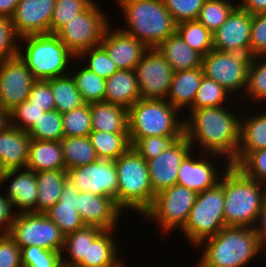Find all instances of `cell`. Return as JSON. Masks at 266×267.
Here are the masks:
<instances>
[{
	"mask_svg": "<svg viewBox=\"0 0 266 267\" xmlns=\"http://www.w3.org/2000/svg\"><path fill=\"white\" fill-rule=\"evenodd\" d=\"M253 229L258 238L266 244V203L259 211Z\"/></svg>",
	"mask_w": 266,
	"mask_h": 267,
	"instance_id": "cell-57",
	"label": "cell"
},
{
	"mask_svg": "<svg viewBox=\"0 0 266 267\" xmlns=\"http://www.w3.org/2000/svg\"><path fill=\"white\" fill-rule=\"evenodd\" d=\"M78 212L87 226H97L103 230L117 229L122 210L115 200L86 191L78 193Z\"/></svg>",
	"mask_w": 266,
	"mask_h": 267,
	"instance_id": "cell-21",
	"label": "cell"
},
{
	"mask_svg": "<svg viewBox=\"0 0 266 267\" xmlns=\"http://www.w3.org/2000/svg\"><path fill=\"white\" fill-rule=\"evenodd\" d=\"M88 137L99 159L116 160L131 147L129 133L91 131Z\"/></svg>",
	"mask_w": 266,
	"mask_h": 267,
	"instance_id": "cell-35",
	"label": "cell"
},
{
	"mask_svg": "<svg viewBox=\"0 0 266 267\" xmlns=\"http://www.w3.org/2000/svg\"><path fill=\"white\" fill-rule=\"evenodd\" d=\"M76 58L73 64H79L80 67L74 69L71 67L69 74L73 78L76 88L82 96L84 103L91 104L104 101L106 92V79L90 71ZM81 68V69H80ZM77 69V70H76ZM74 70V71H73Z\"/></svg>",
	"mask_w": 266,
	"mask_h": 267,
	"instance_id": "cell-34",
	"label": "cell"
},
{
	"mask_svg": "<svg viewBox=\"0 0 266 267\" xmlns=\"http://www.w3.org/2000/svg\"><path fill=\"white\" fill-rule=\"evenodd\" d=\"M26 168L34 172L66 170L60 141L31 139Z\"/></svg>",
	"mask_w": 266,
	"mask_h": 267,
	"instance_id": "cell-31",
	"label": "cell"
},
{
	"mask_svg": "<svg viewBox=\"0 0 266 267\" xmlns=\"http://www.w3.org/2000/svg\"><path fill=\"white\" fill-rule=\"evenodd\" d=\"M223 190L226 226L253 228L259 211L266 203V185L230 165L223 173Z\"/></svg>",
	"mask_w": 266,
	"mask_h": 267,
	"instance_id": "cell-4",
	"label": "cell"
},
{
	"mask_svg": "<svg viewBox=\"0 0 266 267\" xmlns=\"http://www.w3.org/2000/svg\"><path fill=\"white\" fill-rule=\"evenodd\" d=\"M36 173L38 196L36 213H44L59 201L62 188L67 181L66 170H47Z\"/></svg>",
	"mask_w": 266,
	"mask_h": 267,
	"instance_id": "cell-32",
	"label": "cell"
},
{
	"mask_svg": "<svg viewBox=\"0 0 266 267\" xmlns=\"http://www.w3.org/2000/svg\"><path fill=\"white\" fill-rule=\"evenodd\" d=\"M156 49L174 72L202 67L203 56L190 48L177 32L160 43Z\"/></svg>",
	"mask_w": 266,
	"mask_h": 267,
	"instance_id": "cell-29",
	"label": "cell"
},
{
	"mask_svg": "<svg viewBox=\"0 0 266 267\" xmlns=\"http://www.w3.org/2000/svg\"><path fill=\"white\" fill-rule=\"evenodd\" d=\"M114 29L112 24L107 28L100 45L119 70H135L149 48L134 36L121 31L119 27Z\"/></svg>",
	"mask_w": 266,
	"mask_h": 267,
	"instance_id": "cell-20",
	"label": "cell"
},
{
	"mask_svg": "<svg viewBox=\"0 0 266 267\" xmlns=\"http://www.w3.org/2000/svg\"><path fill=\"white\" fill-rule=\"evenodd\" d=\"M10 237L20 248L34 246L62 252L65 235L44 213H20L12 224Z\"/></svg>",
	"mask_w": 266,
	"mask_h": 267,
	"instance_id": "cell-12",
	"label": "cell"
},
{
	"mask_svg": "<svg viewBox=\"0 0 266 267\" xmlns=\"http://www.w3.org/2000/svg\"><path fill=\"white\" fill-rule=\"evenodd\" d=\"M203 248L198 267H248L260 259L265 244L253 228L225 226L216 235L202 240L194 249Z\"/></svg>",
	"mask_w": 266,
	"mask_h": 267,
	"instance_id": "cell-2",
	"label": "cell"
},
{
	"mask_svg": "<svg viewBox=\"0 0 266 267\" xmlns=\"http://www.w3.org/2000/svg\"><path fill=\"white\" fill-rule=\"evenodd\" d=\"M31 137L10 125L0 132V167L3 171L26 168Z\"/></svg>",
	"mask_w": 266,
	"mask_h": 267,
	"instance_id": "cell-25",
	"label": "cell"
},
{
	"mask_svg": "<svg viewBox=\"0 0 266 267\" xmlns=\"http://www.w3.org/2000/svg\"><path fill=\"white\" fill-rule=\"evenodd\" d=\"M123 14L120 30L134 36L148 48H156L176 32L174 19L163 0H116ZM122 10V11H121Z\"/></svg>",
	"mask_w": 266,
	"mask_h": 267,
	"instance_id": "cell-3",
	"label": "cell"
},
{
	"mask_svg": "<svg viewBox=\"0 0 266 267\" xmlns=\"http://www.w3.org/2000/svg\"><path fill=\"white\" fill-rule=\"evenodd\" d=\"M263 254H264L263 257H265L264 260H266V249L264 250Z\"/></svg>",
	"mask_w": 266,
	"mask_h": 267,
	"instance_id": "cell-62",
	"label": "cell"
},
{
	"mask_svg": "<svg viewBox=\"0 0 266 267\" xmlns=\"http://www.w3.org/2000/svg\"><path fill=\"white\" fill-rule=\"evenodd\" d=\"M107 14L95 1L55 34L77 57L82 51L100 45L107 28L112 24Z\"/></svg>",
	"mask_w": 266,
	"mask_h": 267,
	"instance_id": "cell-10",
	"label": "cell"
},
{
	"mask_svg": "<svg viewBox=\"0 0 266 267\" xmlns=\"http://www.w3.org/2000/svg\"><path fill=\"white\" fill-rule=\"evenodd\" d=\"M44 112L45 108L33 106L26 100L10 111L11 125L27 132Z\"/></svg>",
	"mask_w": 266,
	"mask_h": 267,
	"instance_id": "cell-51",
	"label": "cell"
},
{
	"mask_svg": "<svg viewBox=\"0 0 266 267\" xmlns=\"http://www.w3.org/2000/svg\"><path fill=\"white\" fill-rule=\"evenodd\" d=\"M183 118L166 99L140 98L128 109L129 139L184 135Z\"/></svg>",
	"mask_w": 266,
	"mask_h": 267,
	"instance_id": "cell-7",
	"label": "cell"
},
{
	"mask_svg": "<svg viewBox=\"0 0 266 267\" xmlns=\"http://www.w3.org/2000/svg\"><path fill=\"white\" fill-rule=\"evenodd\" d=\"M118 179L117 206L142 216L152 205V190L147 161L132 147L115 160Z\"/></svg>",
	"mask_w": 266,
	"mask_h": 267,
	"instance_id": "cell-6",
	"label": "cell"
},
{
	"mask_svg": "<svg viewBox=\"0 0 266 267\" xmlns=\"http://www.w3.org/2000/svg\"><path fill=\"white\" fill-rule=\"evenodd\" d=\"M236 167L247 177L266 185V149L249 152Z\"/></svg>",
	"mask_w": 266,
	"mask_h": 267,
	"instance_id": "cell-48",
	"label": "cell"
},
{
	"mask_svg": "<svg viewBox=\"0 0 266 267\" xmlns=\"http://www.w3.org/2000/svg\"><path fill=\"white\" fill-rule=\"evenodd\" d=\"M223 174L220 182L197 194L187 222L181 229L182 236L190 242V247L197 246L202 240L216 235L226 226L224 220Z\"/></svg>",
	"mask_w": 266,
	"mask_h": 267,
	"instance_id": "cell-8",
	"label": "cell"
},
{
	"mask_svg": "<svg viewBox=\"0 0 266 267\" xmlns=\"http://www.w3.org/2000/svg\"><path fill=\"white\" fill-rule=\"evenodd\" d=\"M27 101L38 108H45L46 112L55 110V102L50 87V79L37 80L30 90Z\"/></svg>",
	"mask_w": 266,
	"mask_h": 267,
	"instance_id": "cell-53",
	"label": "cell"
},
{
	"mask_svg": "<svg viewBox=\"0 0 266 267\" xmlns=\"http://www.w3.org/2000/svg\"><path fill=\"white\" fill-rule=\"evenodd\" d=\"M92 131L129 133L128 108L110 102L90 104Z\"/></svg>",
	"mask_w": 266,
	"mask_h": 267,
	"instance_id": "cell-28",
	"label": "cell"
},
{
	"mask_svg": "<svg viewBox=\"0 0 266 267\" xmlns=\"http://www.w3.org/2000/svg\"><path fill=\"white\" fill-rule=\"evenodd\" d=\"M2 174H3V170H2L1 167H0V187H2V186H1Z\"/></svg>",
	"mask_w": 266,
	"mask_h": 267,
	"instance_id": "cell-60",
	"label": "cell"
},
{
	"mask_svg": "<svg viewBox=\"0 0 266 267\" xmlns=\"http://www.w3.org/2000/svg\"><path fill=\"white\" fill-rule=\"evenodd\" d=\"M252 15L237 6L213 33V49L250 55Z\"/></svg>",
	"mask_w": 266,
	"mask_h": 267,
	"instance_id": "cell-17",
	"label": "cell"
},
{
	"mask_svg": "<svg viewBox=\"0 0 266 267\" xmlns=\"http://www.w3.org/2000/svg\"><path fill=\"white\" fill-rule=\"evenodd\" d=\"M243 105L246 106H243L244 113H242L240 121L239 147L236 158L231 163L233 166H236L249 152L266 149V105L259 109L257 106H253L257 109L255 111L245 109L244 107L249 108L247 103H243Z\"/></svg>",
	"mask_w": 266,
	"mask_h": 267,
	"instance_id": "cell-23",
	"label": "cell"
},
{
	"mask_svg": "<svg viewBox=\"0 0 266 267\" xmlns=\"http://www.w3.org/2000/svg\"><path fill=\"white\" fill-rule=\"evenodd\" d=\"M176 24L197 20L205 0H163Z\"/></svg>",
	"mask_w": 266,
	"mask_h": 267,
	"instance_id": "cell-49",
	"label": "cell"
},
{
	"mask_svg": "<svg viewBox=\"0 0 266 267\" xmlns=\"http://www.w3.org/2000/svg\"><path fill=\"white\" fill-rule=\"evenodd\" d=\"M93 2L94 0H56L50 22V33H56Z\"/></svg>",
	"mask_w": 266,
	"mask_h": 267,
	"instance_id": "cell-46",
	"label": "cell"
},
{
	"mask_svg": "<svg viewBox=\"0 0 266 267\" xmlns=\"http://www.w3.org/2000/svg\"><path fill=\"white\" fill-rule=\"evenodd\" d=\"M64 137H87L92 131L90 104L61 114Z\"/></svg>",
	"mask_w": 266,
	"mask_h": 267,
	"instance_id": "cell-43",
	"label": "cell"
},
{
	"mask_svg": "<svg viewBox=\"0 0 266 267\" xmlns=\"http://www.w3.org/2000/svg\"><path fill=\"white\" fill-rule=\"evenodd\" d=\"M196 192L175 184L155 195L151 207L142 215L156 224L161 234L181 230L187 222L192 206L195 203Z\"/></svg>",
	"mask_w": 266,
	"mask_h": 267,
	"instance_id": "cell-9",
	"label": "cell"
},
{
	"mask_svg": "<svg viewBox=\"0 0 266 267\" xmlns=\"http://www.w3.org/2000/svg\"><path fill=\"white\" fill-rule=\"evenodd\" d=\"M237 6L234 0H205L197 20L213 34Z\"/></svg>",
	"mask_w": 266,
	"mask_h": 267,
	"instance_id": "cell-41",
	"label": "cell"
},
{
	"mask_svg": "<svg viewBox=\"0 0 266 267\" xmlns=\"http://www.w3.org/2000/svg\"><path fill=\"white\" fill-rule=\"evenodd\" d=\"M3 195L0 193V235H7L10 233L17 212L14 211L11 200L5 194Z\"/></svg>",
	"mask_w": 266,
	"mask_h": 267,
	"instance_id": "cell-55",
	"label": "cell"
},
{
	"mask_svg": "<svg viewBox=\"0 0 266 267\" xmlns=\"http://www.w3.org/2000/svg\"><path fill=\"white\" fill-rule=\"evenodd\" d=\"M20 0H0V16L11 18Z\"/></svg>",
	"mask_w": 266,
	"mask_h": 267,
	"instance_id": "cell-58",
	"label": "cell"
},
{
	"mask_svg": "<svg viewBox=\"0 0 266 267\" xmlns=\"http://www.w3.org/2000/svg\"><path fill=\"white\" fill-rule=\"evenodd\" d=\"M203 76L202 67L174 72L166 100L184 115L193 104Z\"/></svg>",
	"mask_w": 266,
	"mask_h": 267,
	"instance_id": "cell-27",
	"label": "cell"
},
{
	"mask_svg": "<svg viewBox=\"0 0 266 267\" xmlns=\"http://www.w3.org/2000/svg\"><path fill=\"white\" fill-rule=\"evenodd\" d=\"M242 103L236 99L230 105L189 110L183 115L184 136L193 150L221 156L231 164L239 147Z\"/></svg>",
	"mask_w": 266,
	"mask_h": 267,
	"instance_id": "cell-1",
	"label": "cell"
},
{
	"mask_svg": "<svg viewBox=\"0 0 266 267\" xmlns=\"http://www.w3.org/2000/svg\"><path fill=\"white\" fill-rule=\"evenodd\" d=\"M245 99L251 100L255 105L263 106L266 102V55L252 57L248 69V81L246 91L243 95ZM250 97V98H249ZM254 101V102H253ZM263 102V103H262ZM259 103V104H258Z\"/></svg>",
	"mask_w": 266,
	"mask_h": 267,
	"instance_id": "cell-38",
	"label": "cell"
},
{
	"mask_svg": "<svg viewBox=\"0 0 266 267\" xmlns=\"http://www.w3.org/2000/svg\"><path fill=\"white\" fill-rule=\"evenodd\" d=\"M61 252L27 246L21 248L22 267H63Z\"/></svg>",
	"mask_w": 266,
	"mask_h": 267,
	"instance_id": "cell-47",
	"label": "cell"
},
{
	"mask_svg": "<svg viewBox=\"0 0 266 267\" xmlns=\"http://www.w3.org/2000/svg\"><path fill=\"white\" fill-rule=\"evenodd\" d=\"M67 180L79 191L108 196L117 204L118 179L115 160L96 162L66 170Z\"/></svg>",
	"mask_w": 266,
	"mask_h": 267,
	"instance_id": "cell-15",
	"label": "cell"
},
{
	"mask_svg": "<svg viewBox=\"0 0 266 267\" xmlns=\"http://www.w3.org/2000/svg\"><path fill=\"white\" fill-rule=\"evenodd\" d=\"M18 57L36 80L68 75L77 58L55 33L19 38Z\"/></svg>",
	"mask_w": 266,
	"mask_h": 267,
	"instance_id": "cell-5",
	"label": "cell"
},
{
	"mask_svg": "<svg viewBox=\"0 0 266 267\" xmlns=\"http://www.w3.org/2000/svg\"><path fill=\"white\" fill-rule=\"evenodd\" d=\"M77 59L103 79H107L119 70L101 45L82 51Z\"/></svg>",
	"mask_w": 266,
	"mask_h": 267,
	"instance_id": "cell-44",
	"label": "cell"
},
{
	"mask_svg": "<svg viewBox=\"0 0 266 267\" xmlns=\"http://www.w3.org/2000/svg\"><path fill=\"white\" fill-rule=\"evenodd\" d=\"M234 100V97L220 84L203 76L193 104L186 111L230 105Z\"/></svg>",
	"mask_w": 266,
	"mask_h": 267,
	"instance_id": "cell-39",
	"label": "cell"
},
{
	"mask_svg": "<svg viewBox=\"0 0 266 267\" xmlns=\"http://www.w3.org/2000/svg\"><path fill=\"white\" fill-rule=\"evenodd\" d=\"M116 230H104L93 242H89L87 259H83L78 265L83 267H126L127 264H124L119 258L122 253L119 254V244L114 239Z\"/></svg>",
	"mask_w": 266,
	"mask_h": 267,
	"instance_id": "cell-26",
	"label": "cell"
},
{
	"mask_svg": "<svg viewBox=\"0 0 266 267\" xmlns=\"http://www.w3.org/2000/svg\"><path fill=\"white\" fill-rule=\"evenodd\" d=\"M238 6L249 14L266 13V0H237Z\"/></svg>",
	"mask_w": 266,
	"mask_h": 267,
	"instance_id": "cell-56",
	"label": "cell"
},
{
	"mask_svg": "<svg viewBox=\"0 0 266 267\" xmlns=\"http://www.w3.org/2000/svg\"><path fill=\"white\" fill-rule=\"evenodd\" d=\"M193 150L183 135L169 150L147 161L154 194L177 184L178 169L184 158Z\"/></svg>",
	"mask_w": 266,
	"mask_h": 267,
	"instance_id": "cell-18",
	"label": "cell"
},
{
	"mask_svg": "<svg viewBox=\"0 0 266 267\" xmlns=\"http://www.w3.org/2000/svg\"><path fill=\"white\" fill-rule=\"evenodd\" d=\"M140 98L135 70H118L106 79L105 102L129 109Z\"/></svg>",
	"mask_w": 266,
	"mask_h": 267,
	"instance_id": "cell-30",
	"label": "cell"
},
{
	"mask_svg": "<svg viewBox=\"0 0 266 267\" xmlns=\"http://www.w3.org/2000/svg\"><path fill=\"white\" fill-rule=\"evenodd\" d=\"M103 231L97 226L86 225L67 234L61 252L63 267L78 265L83 259H87L89 242H93Z\"/></svg>",
	"mask_w": 266,
	"mask_h": 267,
	"instance_id": "cell-33",
	"label": "cell"
},
{
	"mask_svg": "<svg viewBox=\"0 0 266 267\" xmlns=\"http://www.w3.org/2000/svg\"><path fill=\"white\" fill-rule=\"evenodd\" d=\"M251 59L250 55L212 49L203 56L202 69L205 77L216 81L237 100L240 98L239 101L245 102L243 95Z\"/></svg>",
	"mask_w": 266,
	"mask_h": 267,
	"instance_id": "cell-11",
	"label": "cell"
},
{
	"mask_svg": "<svg viewBox=\"0 0 266 267\" xmlns=\"http://www.w3.org/2000/svg\"><path fill=\"white\" fill-rule=\"evenodd\" d=\"M11 125L10 111L0 106V132H3Z\"/></svg>",
	"mask_w": 266,
	"mask_h": 267,
	"instance_id": "cell-59",
	"label": "cell"
},
{
	"mask_svg": "<svg viewBox=\"0 0 266 267\" xmlns=\"http://www.w3.org/2000/svg\"><path fill=\"white\" fill-rule=\"evenodd\" d=\"M141 99H166L174 70L156 48H149L135 68Z\"/></svg>",
	"mask_w": 266,
	"mask_h": 267,
	"instance_id": "cell-14",
	"label": "cell"
},
{
	"mask_svg": "<svg viewBox=\"0 0 266 267\" xmlns=\"http://www.w3.org/2000/svg\"><path fill=\"white\" fill-rule=\"evenodd\" d=\"M66 170L88 165L99 158L89 137H63L60 141Z\"/></svg>",
	"mask_w": 266,
	"mask_h": 267,
	"instance_id": "cell-36",
	"label": "cell"
},
{
	"mask_svg": "<svg viewBox=\"0 0 266 267\" xmlns=\"http://www.w3.org/2000/svg\"><path fill=\"white\" fill-rule=\"evenodd\" d=\"M176 32L193 50L206 56L213 49V34L198 20L177 24Z\"/></svg>",
	"mask_w": 266,
	"mask_h": 267,
	"instance_id": "cell-40",
	"label": "cell"
},
{
	"mask_svg": "<svg viewBox=\"0 0 266 267\" xmlns=\"http://www.w3.org/2000/svg\"><path fill=\"white\" fill-rule=\"evenodd\" d=\"M55 3L56 0H20L11 16L16 35L21 38L50 33Z\"/></svg>",
	"mask_w": 266,
	"mask_h": 267,
	"instance_id": "cell-19",
	"label": "cell"
},
{
	"mask_svg": "<svg viewBox=\"0 0 266 267\" xmlns=\"http://www.w3.org/2000/svg\"><path fill=\"white\" fill-rule=\"evenodd\" d=\"M19 37L16 35L11 18L0 16V61L18 56Z\"/></svg>",
	"mask_w": 266,
	"mask_h": 267,
	"instance_id": "cell-50",
	"label": "cell"
},
{
	"mask_svg": "<svg viewBox=\"0 0 266 267\" xmlns=\"http://www.w3.org/2000/svg\"><path fill=\"white\" fill-rule=\"evenodd\" d=\"M27 133L35 140L61 141L64 137L61 113L57 110L44 112Z\"/></svg>",
	"mask_w": 266,
	"mask_h": 267,
	"instance_id": "cell-42",
	"label": "cell"
},
{
	"mask_svg": "<svg viewBox=\"0 0 266 267\" xmlns=\"http://www.w3.org/2000/svg\"><path fill=\"white\" fill-rule=\"evenodd\" d=\"M183 135L149 136L141 139H129L131 147L146 161L155 158L161 152L169 150Z\"/></svg>",
	"mask_w": 266,
	"mask_h": 267,
	"instance_id": "cell-45",
	"label": "cell"
},
{
	"mask_svg": "<svg viewBox=\"0 0 266 267\" xmlns=\"http://www.w3.org/2000/svg\"><path fill=\"white\" fill-rule=\"evenodd\" d=\"M78 193L76 186L67 180L59 201L44 212L65 236L86 226L78 212Z\"/></svg>",
	"mask_w": 266,
	"mask_h": 267,
	"instance_id": "cell-24",
	"label": "cell"
},
{
	"mask_svg": "<svg viewBox=\"0 0 266 267\" xmlns=\"http://www.w3.org/2000/svg\"><path fill=\"white\" fill-rule=\"evenodd\" d=\"M6 182L8 189L6 188L5 195L13 203L14 209L18 208L17 214L36 213L38 196L36 173L27 168L3 171L1 186Z\"/></svg>",
	"mask_w": 266,
	"mask_h": 267,
	"instance_id": "cell-22",
	"label": "cell"
},
{
	"mask_svg": "<svg viewBox=\"0 0 266 267\" xmlns=\"http://www.w3.org/2000/svg\"><path fill=\"white\" fill-rule=\"evenodd\" d=\"M66 267H83V266H80V265H73V266H66Z\"/></svg>",
	"mask_w": 266,
	"mask_h": 267,
	"instance_id": "cell-61",
	"label": "cell"
},
{
	"mask_svg": "<svg viewBox=\"0 0 266 267\" xmlns=\"http://www.w3.org/2000/svg\"><path fill=\"white\" fill-rule=\"evenodd\" d=\"M195 152L192 150L181 162L180 168L178 169L177 184L199 193L220 182L222 174L231 164L221 156L203 154L199 151ZM195 154L197 155L195 156ZM215 159L219 160L217 161Z\"/></svg>",
	"mask_w": 266,
	"mask_h": 267,
	"instance_id": "cell-13",
	"label": "cell"
},
{
	"mask_svg": "<svg viewBox=\"0 0 266 267\" xmlns=\"http://www.w3.org/2000/svg\"><path fill=\"white\" fill-rule=\"evenodd\" d=\"M0 267H22L21 248L7 235H0Z\"/></svg>",
	"mask_w": 266,
	"mask_h": 267,
	"instance_id": "cell-54",
	"label": "cell"
},
{
	"mask_svg": "<svg viewBox=\"0 0 266 267\" xmlns=\"http://www.w3.org/2000/svg\"><path fill=\"white\" fill-rule=\"evenodd\" d=\"M50 87L54 96L55 110L59 113L69 112L84 104L70 74L50 79Z\"/></svg>",
	"mask_w": 266,
	"mask_h": 267,
	"instance_id": "cell-37",
	"label": "cell"
},
{
	"mask_svg": "<svg viewBox=\"0 0 266 267\" xmlns=\"http://www.w3.org/2000/svg\"><path fill=\"white\" fill-rule=\"evenodd\" d=\"M37 80L17 56L0 61V106L12 111L25 102Z\"/></svg>",
	"mask_w": 266,
	"mask_h": 267,
	"instance_id": "cell-16",
	"label": "cell"
},
{
	"mask_svg": "<svg viewBox=\"0 0 266 267\" xmlns=\"http://www.w3.org/2000/svg\"><path fill=\"white\" fill-rule=\"evenodd\" d=\"M266 55V13L252 15L250 56Z\"/></svg>",
	"mask_w": 266,
	"mask_h": 267,
	"instance_id": "cell-52",
	"label": "cell"
}]
</instances>
